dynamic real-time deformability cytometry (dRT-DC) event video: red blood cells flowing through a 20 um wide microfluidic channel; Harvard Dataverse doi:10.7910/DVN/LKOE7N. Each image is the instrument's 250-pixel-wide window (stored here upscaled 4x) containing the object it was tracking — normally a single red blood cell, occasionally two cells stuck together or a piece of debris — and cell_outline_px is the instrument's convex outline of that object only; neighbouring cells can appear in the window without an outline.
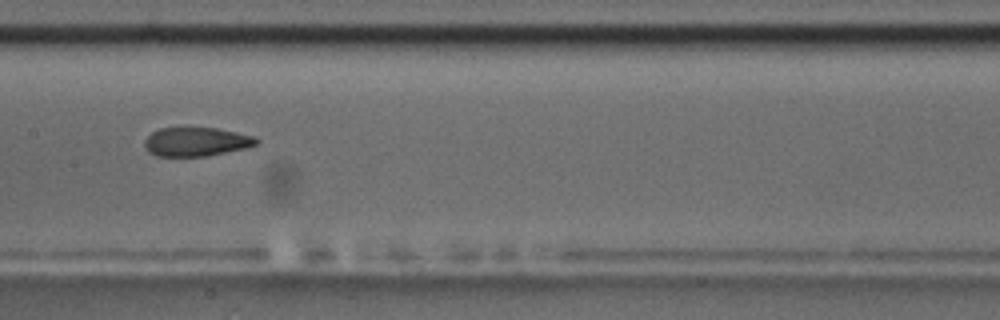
{"species": "common noctule bat (a hibernating species)", "species_latin": "Nyctalus noctula", "temperature_condition": "room temperature", "stored_images_in_passage": 9, "camera_frame_rate_fps": 3000, "um_per_image_px": 0.085, "animal": {"sex": "male", "body_mass_g": 17.5, "forearm_length_mm": 52.3}, "frame": {"image": 1, "passage_image": 8, "time_ms": 8.0, "image_size_px": [1000, 320], "cell_outline_px": [[260, 140], [256, 144], [248, 148], [204, 156], [156, 156], [148, 152], [144, 148], [144, 140], [152, 132], [160, 128], [216, 128], [236, 132], [252, 136]], "centroid_in_image_um": [16.65, 12.05], "position_along_channel_um": 190.7, "area_um2": 18.79}}